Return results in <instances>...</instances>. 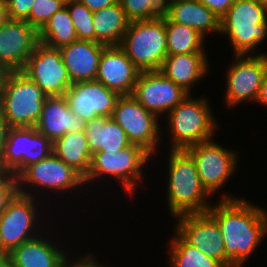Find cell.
<instances>
[{
  "mask_svg": "<svg viewBox=\"0 0 267 267\" xmlns=\"http://www.w3.org/2000/svg\"><path fill=\"white\" fill-rule=\"evenodd\" d=\"M222 195L207 212L224 239L226 267H242L267 234V211L244 198Z\"/></svg>",
  "mask_w": 267,
  "mask_h": 267,
  "instance_id": "1",
  "label": "cell"
},
{
  "mask_svg": "<svg viewBox=\"0 0 267 267\" xmlns=\"http://www.w3.org/2000/svg\"><path fill=\"white\" fill-rule=\"evenodd\" d=\"M168 158V208L174 218L204 213L212 196L201 183L194 159L186 150H171Z\"/></svg>",
  "mask_w": 267,
  "mask_h": 267,
  "instance_id": "2",
  "label": "cell"
},
{
  "mask_svg": "<svg viewBox=\"0 0 267 267\" xmlns=\"http://www.w3.org/2000/svg\"><path fill=\"white\" fill-rule=\"evenodd\" d=\"M220 33L229 36L234 56L255 55L252 52L267 38V3L236 0L220 18Z\"/></svg>",
  "mask_w": 267,
  "mask_h": 267,
  "instance_id": "3",
  "label": "cell"
},
{
  "mask_svg": "<svg viewBox=\"0 0 267 267\" xmlns=\"http://www.w3.org/2000/svg\"><path fill=\"white\" fill-rule=\"evenodd\" d=\"M187 97L167 115L171 133V150L187 148L211 140L217 129V121L206 97Z\"/></svg>",
  "mask_w": 267,
  "mask_h": 267,
  "instance_id": "4",
  "label": "cell"
},
{
  "mask_svg": "<svg viewBox=\"0 0 267 267\" xmlns=\"http://www.w3.org/2000/svg\"><path fill=\"white\" fill-rule=\"evenodd\" d=\"M120 48L141 71H156L167 56L164 17L130 21Z\"/></svg>",
  "mask_w": 267,
  "mask_h": 267,
  "instance_id": "5",
  "label": "cell"
},
{
  "mask_svg": "<svg viewBox=\"0 0 267 267\" xmlns=\"http://www.w3.org/2000/svg\"><path fill=\"white\" fill-rule=\"evenodd\" d=\"M46 98L23 72H11L0 94V110L10 127H35Z\"/></svg>",
  "mask_w": 267,
  "mask_h": 267,
  "instance_id": "6",
  "label": "cell"
},
{
  "mask_svg": "<svg viewBox=\"0 0 267 267\" xmlns=\"http://www.w3.org/2000/svg\"><path fill=\"white\" fill-rule=\"evenodd\" d=\"M151 158V154L143 147L131 144L123 150L114 153L95 152L92 155L91 167L84 178L85 184L97 178L108 177L116 179L130 196L135 194L137 183L143 181V168ZM103 175V176H102ZM94 179V180H93Z\"/></svg>",
  "mask_w": 267,
  "mask_h": 267,
  "instance_id": "7",
  "label": "cell"
},
{
  "mask_svg": "<svg viewBox=\"0 0 267 267\" xmlns=\"http://www.w3.org/2000/svg\"><path fill=\"white\" fill-rule=\"evenodd\" d=\"M53 153V142L35 127H10L0 151V170L18 176L26 167Z\"/></svg>",
  "mask_w": 267,
  "mask_h": 267,
  "instance_id": "8",
  "label": "cell"
},
{
  "mask_svg": "<svg viewBox=\"0 0 267 267\" xmlns=\"http://www.w3.org/2000/svg\"><path fill=\"white\" fill-rule=\"evenodd\" d=\"M36 199V196L17 193L0 215V254H9L23 242L40 235L36 230V223L40 221L36 218L40 210Z\"/></svg>",
  "mask_w": 267,
  "mask_h": 267,
  "instance_id": "9",
  "label": "cell"
},
{
  "mask_svg": "<svg viewBox=\"0 0 267 267\" xmlns=\"http://www.w3.org/2000/svg\"><path fill=\"white\" fill-rule=\"evenodd\" d=\"M112 118L124 129L129 141L151 155L155 153L161 132L158 116L148 111L132 95L119 96Z\"/></svg>",
  "mask_w": 267,
  "mask_h": 267,
  "instance_id": "10",
  "label": "cell"
},
{
  "mask_svg": "<svg viewBox=\"0 0 267 267\" xmlns=\"http://www.w3.org/2000/svg\"><path fill=\"white\" fill-rule=\"evenodd\" d=\"M18 193L35 196L28 192V186L43 190H54L55 193L74 190L86 186L84 177L74 168L64 163L54 153L26 167L18 176ZM23 183V184H22ZM25 185V186H24ZM24 186V187H23ZM27 187V188H26ZM23 188V189H22Z\"/></svg>",
  "mask_w": 267,
  "mask_h": 267,
  "instance_id": "11",
  "label": "cell"
},
{
  "mask_svg": "<svg viewBox=\"0 0 267 267\" xmlns=\"http://www.w3.org/2000/svg\"><path fill=\"white\" fill-rule=\"evenodd\" d=\"M195 161L201 183L212 195L234 175L239 156L215 141L200 142L186 149ZM238 156V157H237Z\"/></svg>",
  "mask_w": 267,
  "mask_h": 267,
  "instance_id": "12",
  "label": "cell"
},
{
  "mask_svg": "<svg viewBox=\"0 0 267 267\" xmlns=\"http://www.w3.org/2000/svg\"><path fill=\"white\" fill-rule=\"evenodd\" d=\"M47 96H63L71 86L60 49L39 42L21 70Z\"/></svg>",
  "mask_w": 267,
  "mask_h": 267,
  "instance_id": "13",
  "label": "cell"
},
{
  "mask_svg": "<svg viewBox=\"0 0 267 267\" xmlns=\"http://www.w3.org/2000/svg\"><path fill=\"white\" fill-rule=\"evenodd\" d=\"M234 59V63L227 69V108L238 106L244 101L255 102L267 72V53L235 55Z\"/></svg>",
  "mask_w": 267,
  "mask_h": 267,
  "instance_id": "14",
  "label": "cell"
},
{
  "mask_svg": "<svg viewBox=\"0 0 267 267\" xmlns=\"http://www.w3.org/2000/svg\"><path fill=\"white\" fill-rule=\"evenodd\" d=\"M189 93L181 86L166 78L159 70L139 74L132 96L148 111L158 117L169 113Z\"/></svg>",
  "mask_w": 267,
  "mask_h": 267,
  "instance_id": "15",
  "label": "cell"
},
{
  "mask_svg": "<svg viewBox=\"0 0 267 267\" xmlns=\"http://www.w3.org/2000/svg\"><path fill=\"white\" fill-rule=\"evenodd\" d=\"M70 110L84 122L100 117H112L119 95L97 80L71 84L64 95Z\"/></svg>",
  "mask_w": 267,
  "mask_h": 267,
  "instance_id": "16",
  "label": "cell"
},
{
  "mask_svg": "<svg viewBox=\"0 0 267 267\" xmlns=\"http://www.w3.org/2000/svg\"><path fill=\"white\" fill-rule=\"evenodd\" d=\"M176 231L192 246L226 267L224 239L216 220L208 213L176 217Z\"/></svg>",
  "mask_w": 267,
  "mask_h": 267,
  "instance_id": "17",
  "label": "cell"
},
{
  "mask_svg": "<svg viewBox=\"0 0 267 267\" xmlns=\"http://www.w3.org/2000/svg\"><path fill=\"white\" fill-rule=\"evenodd\" d=\"M39 43V32L24 20L8 19L0 25V63L21 71Z\"/></svg>",
  "mask_w": 267,
  "mask_h": 267,
  "instance_id": "18",
  "label": "cell"
},
{
  "mask_svg": "<svg viewBox=\"0 0 267 267\" xmlns=\"http://www.w3.org/2000/svg\"><path fill=\"white\" fill-rule=\"evenodd\" d=\"M140 73L120 46H106L99 61L96 80L119 96L132 95Z\"/></svg>",
  "mask_w": 267,
  "mask_h": 267,
  "instance_id": "19",
  "label": "cell"
},
{
  "mask_svg": "<svg viewBox=\"0 0 267 267\" xmlns=\"http://www.w3.org/2000/svg\"><path fill=\"white\" fill-rule=\"evenodd\" d=\"M35 128L52 142L70 132H84L85 122L69 108L65 96H47Z\"/></svg>",
  "mask_w": 267,
  "mask_h": 267,
  "instance_id": "20",
  "label": "cell"
},
{
  "mask_svg": "<svg viewBox=\"0 0 267 267\" xmlns=\"http://www.w3.org/2000/svg\"><path fill=\"white\" fill-rule=\"evenodd\" d=\"M106 45L99 42L76 40L60 48L71 83L96 80L99 61Z\"/></svg>",
  "mask_w": 267,
  "mask_h": 267,
  "instance_id": "21",
  "label": "cell"
},
{
  "mask_svg": "<svg viewBox=\"0 0 267 267\" xmlns=\"http://www.w3.org/2000/svg\"><path fill=\"white\" fill-rule=\"evenodd\" d=\"M166 17L195 29L204 38L206 33H220V19L199 0H167Z\"/></svg>",
  "mask_w": 267,
  "mask_h": 267,
  "instance_id": "22",
  "label": "cell"
},
{
  "mask_svg": "<svg viewBox=\"0 0 267 267\" xmlns=\"http://www.w3.org/2000/svg\"><path fill=\"white\" fill-rule=\"evenodd\" d=\"M42 236L23 242L8 254L16 267H63L70 260L68 253Z\"/></svg>",
  "mask_w": 267,
  "mask_h": 267,
  "instance_id": "23",
  "label": "cell"
},
{
  "mask_svg": "<svg viewBox=\"0 0 267 267\" xmlns=\"http://www.w3.org/2000/svg\"><path fill=\"white\" fill-rule=\"evenodd\" d=\"M207 59L206 53L167 55L159 71L190 94L194 83L200 82L209 71Z\"/></svg>",
  "mask_w": 267,
  "mask_h": 267,
  "instance_id": "24",
  "label": "cell"
},
{
  "mask_svg": "<svg viewBox=\"0 0 267 267\" xmlns=\"http://www.w3.org/2000/svg\"><path fill=\"white\" fill-rule=\"evenodd\" d=\"M89 151L114 153L131 145L124 129L112 117H96L85 122Z\"/></svg>",
  "mask_w": 267,
  "mask_h": 267,
  "instance_id": "25",
  "label": "cell"
},
{
  "mask_svg": "<svg viewBox=\"0 0 267 267\" xmlns=\"http://www.w3.org/2000/svg\"><path fill=\"white\" fill-rule=\"evenodd\" d=\"M129 23L130 20L119 2L93 12L95 42L106 46H119Z\"/></svg>",
  "mask_w": 267,
  "mask_h": 267,
  "instance_id": "26",
  "label": "cell"
},
{
  "mask_svg": "<svg viewBox=\"0 0 267 267\" xmlns=\"http://www.w3.org/2000/svg\"><path fill=\"white\" fill-rule=\"evenodd\" d=\"M53 153L64 163L74 168L84 178L90 167L92 154L85 132H70L53 142Z\"/></svg>",
  "mask_w": 267,
  "mask_h": 267,
  "instance_id": "27",
  "label": "cell"
},
{
  "mask_svg": "<svg viewBox=\"0 0 267 267\" xmlns=\"http://www.w3.org/2000/svg\"><path fill=\"white\" fill-rule=\"evenodd\" d=\"M164 21L167 37V55L205 53L203 47L205 39L195 29L171 22L166 16Z\"/></svg>",
  "mask_w": 267,
  "mask_h": 267,
  "instance_id": "28",
  "label": "cell"
},
{
  "mask_svg": "<svg viewBox=\"0 0 267 267\" xmlns=\"http://www.w3.org/2000/svg\"><path fill=\"white\" fill-rule=\"evenodd\" d=\"M77 34L67 7L57 11L39 31V42L52 48L70 45Z\"/></svg>",
  "mask_w": 267,
  "mask_h": 267,
  "instance_id": "29",
  "label": "cell"
},
{
  "mask_svg": "<svg viewBox=\"0 0 267 267\" xmlns=\"http://www.w3.org/2000/svg\"><path fill=\"white\" fill-rule=\"evenodd\" d=\"M168 250L169 267H223L218 261L206 256L189 244L177 231Z\"/></svg>",
  "mask_w": 267,
  "mask_h": 267,
  "instance_id": "30",
  "label": "cell"
},
{
  "mask_svg": "<svg viewBox=\"0 0 267 267\" xmlns=\"http://www.w3.org/2000/svg\"><path fill=\"white\" fill-rule=\"evenodd\" d=\"M167 0H119L130 21L151 20L166 16Z\"/></svg>",
  "mask_w": 267,
  "mask_h": 267,
  "instance_id": "31",
  "label": "cell"
},
{
  "mask_svg": "<svg viewBox=\"0 0 267 267\" xmlns=\"http://www.w3.org/2000/svg\"><path fill=\"white\" fill-rule=\"evenodd\" d=\"M66 7L74 24L77 39L95 42L93 12L78 0H68Z\"/></svg>",
  "mask_w": 267,
  "mask_h": 267,
  "instance_id": "32",
  "label": "cell"
},
{
  "mask_svg": "<svg viewBox=\"0 0 267 267\" xmlns=\"http://www.w3.org/2000/svg\"><path fill=\"white\" fill-rule=\"evenodd\" d=\"M66 2V0H34L25 21L39 32L57 11L66 7Z\"/></svg>",
  "mask_w": 267,
  "mask_h": 267,
  "instance_id": "33",
  "label": "cell"
},
{
  "mask_svg": "<svg viewBox=\"0 0 267 267\" xmlns=\"http://www.w3.org/2000/svg\"><path fill=\"white\" fill-rule=\"evenodd\" d=\"M18 193V179L10 171L0 170V215Z\"/></svg>",
  "mask_w": 267,
  "mask_h": 267,
  "instance_id": "34",
  "label": "cell"
},
{
  "mask_svg": "<svg viewBox=\"0 0 267 267\" xmlns=\"http://www.w3.org/2000/svg\"><path fill=\"white\" fill-rule=\"evenodd\" d=\"M9 19L26 20L34 0H6Z\"/></svg>",
  "mask_w": 267,
  "mask_h": 267,
  "instance_id": "35",
  "label": "cell"
},
{
  "mask_svg": "<svg viewBox=\"0 0 267 267\" xmlns=\"http://www.w3.org/2000/svg\"><path fill=\"white\" fill-rule=\"evenodd\" d=\"M219 19L228 11L236 0H199Z\"/></svg>",
  "mask_w": 267,
  "mask_h": 267,
  "instance_id": "36",
  "label": "cell"
},
{
  "mask_svg": "<svg viewBox=\"0 0 267 267\" xmlns=\"http://www.w3.org/2000/svg\"><path fill=\"white\" fill-rule=\"evenodd\" d=\"M80 257L81 258L79 259L76 258L73 263H71V261H68L63 267H107L105 265L103 266L102 264L100 265V263L96 261L95 257H93V254L91 253L86 254L84 257Z\"/></svg>",
  "mask_w": 267,
  "mask_h": 267,
  "instance_id": "37",
  "label": "cell"
},
{
  "mask_svg": "<svg viewBox=\"0 0 267 267\" xmlns=\"http://www.w3.org/2000/svg\"><path fill=\"white\" fill-rule=\"evenodd\" d=\"M84 4L92 12L99 11L106 7H110L119 2V0H78Z\"/></svg>",
  "mask_w": 267,
  "mask_h": 267,
  "instance_id": "38",
  "label": "cell"
},
{
  "mask_svg": "<svg viewBox=\"0 0 267 267\" xmlns=\"http://www.w3.org/2000/svg\"><path fill=\"white\" fill-rule=\"evenodd\" d=\"M10 126L8 121L3 117V114L0 110V151L2 150L4 143L7 139Z\"/></svg>",
  "mask_w": 267,
  "mask_h": 267,
  "instance_id": "39",
  "label": "cell"
},
{
  "mask_svg": "<svg viewBox=\"0 0 267 267\" xmlns=\"http://www.w3.org/2000/svg\"><path fill=\"white\" fill-rule=\"evenodd\" d=\"M256 102L260 103V105L263 104L267 106V72L263 77L262 85L260 86L259 93L255 103Z\"/></svg>",
  "mask_w": 267,
  "mask_h": 267,
  "instance_id": "40",
  "label": "cell"
},
{
  "mask_svg": "<svg viewBox=\"0 0 267 267\" xmlns=\"http://www.w3.org/2000/svg\"><path fill=\"white\" fill-rule=\"evenodd\" d=\"M12 71L0 63V94L4 90L8 76Z\"/></svg>",
  "mask_w": 267,
  "mask_h": 267,
  "instance_id": "41",
  "label": "cell"
},
{
  "mask_svg": "<svg viewBox=\"0 0 267 267\" xmlns=\"http://www.w3.org/2000/svg\"><path fill=\"white\" fill-rule=\"evenodd\" d=\"M8 19L7 2L6 0H0V25L4 24Z\"/></svg>",
  "mask_w": 267,
  "mask_h": 267,
  "instance_id": "42",
  "label": "cell"
},
{
  "mask_svg": "<svg viewBox=\"0 0 267 267\" xmlns=\"http://www.w3.org/2000/svg\"><path fill=\"white\" fill-rule=\"evenodd\" d=\"M0 267H16L8 254H0Z\"/></svg>",
  "mask_w": 267,
  "mask_h": 267,
  "instance_id": "43",
  "label": "cell"
}]
</instances>
